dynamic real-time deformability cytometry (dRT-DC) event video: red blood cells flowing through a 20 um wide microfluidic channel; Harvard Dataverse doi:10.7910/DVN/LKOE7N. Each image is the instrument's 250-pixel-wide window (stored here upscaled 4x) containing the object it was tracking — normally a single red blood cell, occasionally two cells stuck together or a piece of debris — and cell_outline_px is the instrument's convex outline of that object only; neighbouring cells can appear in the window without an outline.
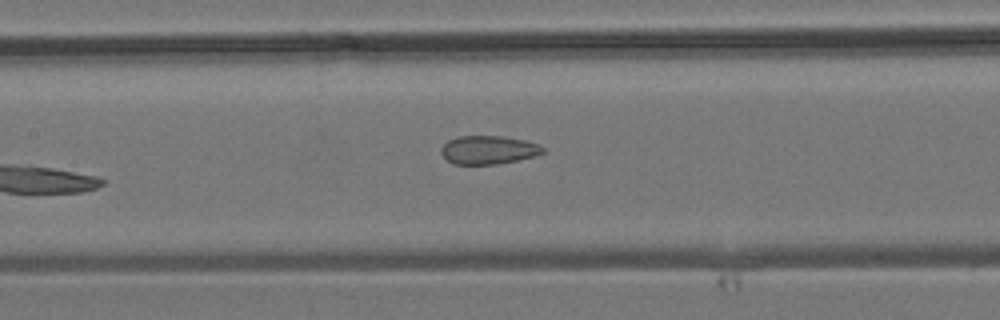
{"species": "common noctule bat (a hibernating species)", "species_latin": "Nyctalus noctula", "temperature_condition": "room temperature", "stored_images_in_passage": 9, "camera_frame_rate_fps": 3000, "um_per_image_px": 0.085, "animal": {"sex": "male", "body_mass_g": 19.2, "forearm_length_mm": 51.8}, "frame": {"image": 1, "passage_image": 8, "time_ms": 9.0, "image_size_px": [1000, 320], "cell_outline_px": [[544, 152], [536, 156], [496, 164], [452, 164], [440, 152], [440, 148], [448, 140], [456, 136], [504, 136], [524, 140], [540, 144], [544, 148]], "centroid_in_image_um": [41.51, 12.73], "position_along_channel_um": 165.9, "area_um2": 16.94}}